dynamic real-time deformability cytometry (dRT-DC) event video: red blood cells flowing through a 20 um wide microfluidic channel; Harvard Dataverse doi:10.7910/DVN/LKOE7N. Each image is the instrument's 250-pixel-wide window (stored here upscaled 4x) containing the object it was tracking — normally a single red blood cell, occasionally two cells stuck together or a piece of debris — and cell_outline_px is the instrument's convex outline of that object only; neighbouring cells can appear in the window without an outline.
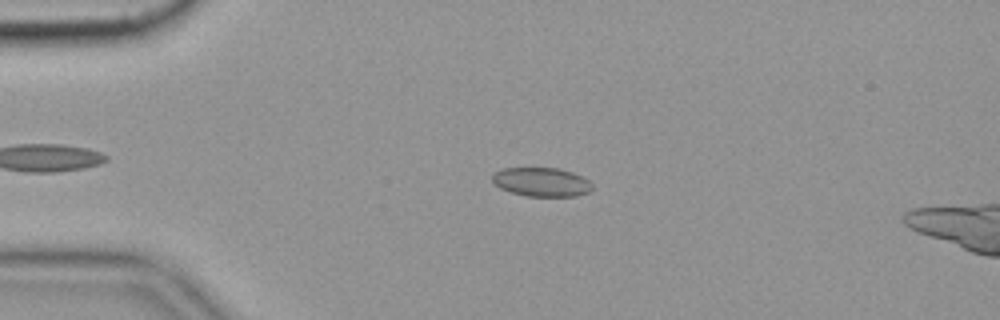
{"species": "common noctule bat (a hibernating species)", "species_latin": "Nyctalus noctula", "temperature_condition": "cold", "stored_images_in_passage": 59, "segment_of_instrument_passage": [1, 2], "camera_frame_rate_fps": 3000, "um_per_image_px": 0.085, "animal": {"sex": "female", "body_mass_g": 19.9}, "frame": {"image": 1, "passage_image": 14, "time_ms": 4.333, "image_size_px": [1000, 320], "cell_outline_px": [[592, 188], [588, 192], [576, 196], [524, 196], [500, 188], [492, 180], [492, 176], [496, 172], [504, 168], [560, 168], [572, 172], [588, 180], [592, 184]], "centroid_in_image_um": [46.04, 15.47], "position_along_channel_um": 39.0, "area_um2": 16.7}}
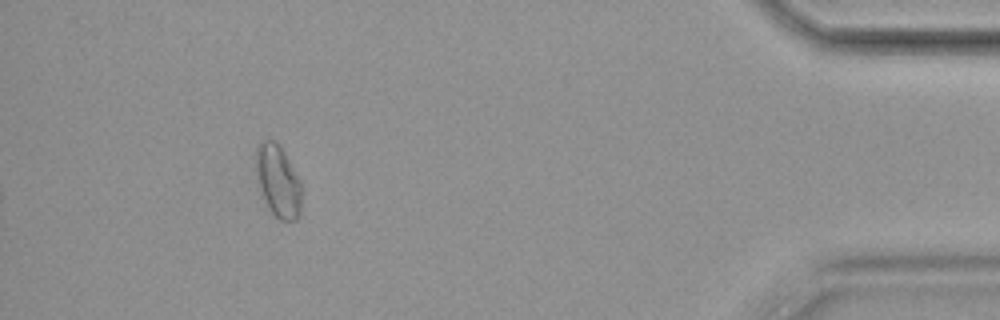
{"frame": {"image": 2, "passage_image": 53, "time_ms": 17.333, "image_size_px": [1000, 320], "cell_outline_px": [[300, 216], [296, 220], [280, 220], [272, 212], [260, 196], [256, 184], [252, 156], [256, 144], [260, 140], [276, 140], [300, 180]], "centroid_in_image_um": [23.52, 15.33], "position_along_channel_um": 411.7, "area_um2": 19.94}}